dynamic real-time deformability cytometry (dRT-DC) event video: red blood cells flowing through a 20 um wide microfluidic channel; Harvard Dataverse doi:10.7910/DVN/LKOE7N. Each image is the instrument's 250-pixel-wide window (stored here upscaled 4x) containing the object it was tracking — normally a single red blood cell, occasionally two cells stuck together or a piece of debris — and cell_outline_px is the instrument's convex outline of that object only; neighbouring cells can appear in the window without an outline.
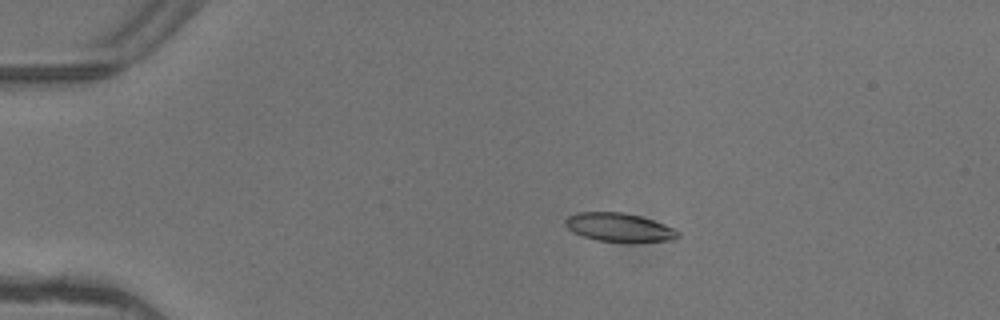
{"species": "common noctule bat (a hibernating species)", "species_latin": "Nyctalus noctula", "temperature_condition": "warm", "stored_images_in_passage": 5, "camera_frame_rate_fps": 3000, "um_per_image_px": 0.085, "animal": {"sex": "female"}, "frame": {"image": 1, "passage_image": 3, "time_ms": 0.667, "image_size_px": [1000, 320], "cell_outline_px": [[680, 236], [672, 240], [596, 240], [572, 232], [564, 224], [564, 220], [568, 216], [576, 212], [620, 212], [640, 216], [664, 224], [680, 232]], "centroid_in_image_um": [52.56, 19.29], "position_along_channel_um": 32.4, "area_um2": 18.15}}
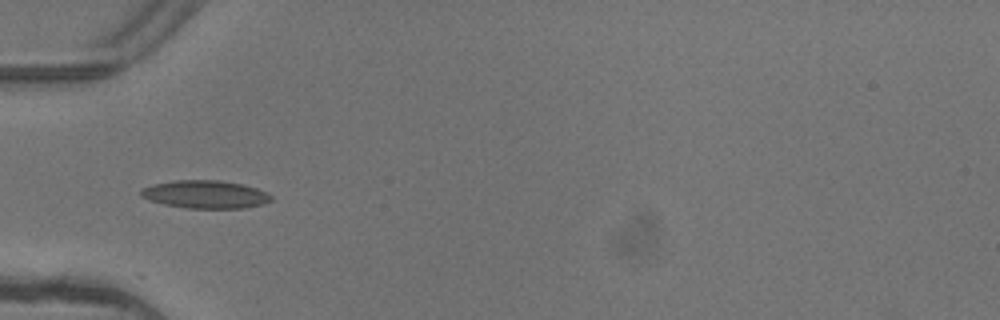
{"frame": {"image": 2, "passage_image": 5, "time_ms": 1.333, "image_size_px": [1000, 320], "cell_outline_px": [[272, 200], [264, 204], [244, 208], [184, 208], [164, 204], [148, 200], [140, 196], [140, 188], [152, 184], [176, 180], [220, 180], [244, 184], [268, 192], [272, 196]], "centroid_in_image_um": [17.45, 16.52], "position_along_channel_um": 67.6, "area_um2": 21.5}}